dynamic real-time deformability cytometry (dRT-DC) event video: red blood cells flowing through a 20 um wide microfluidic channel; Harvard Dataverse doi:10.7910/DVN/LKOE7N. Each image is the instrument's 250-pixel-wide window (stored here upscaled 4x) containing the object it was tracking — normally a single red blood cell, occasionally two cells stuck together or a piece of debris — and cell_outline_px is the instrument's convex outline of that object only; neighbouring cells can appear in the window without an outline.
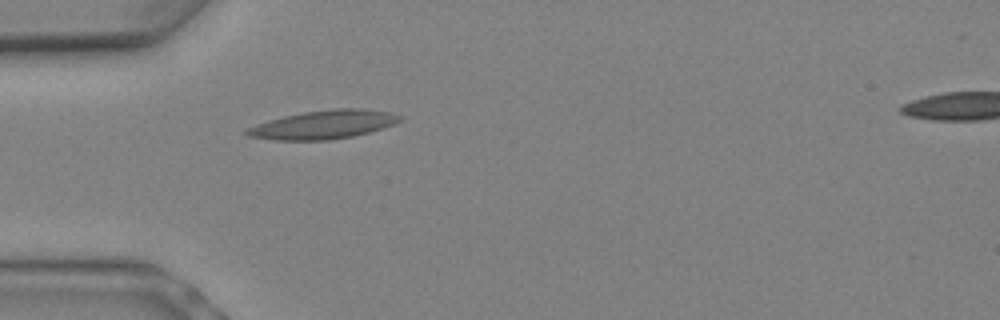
{"species": "Egyptian fruit bat (a non-hibernating species)", "species_latin": "Rousettus aegyptiacus", "temperature_condition": "warm", "stored_images_in_passage": 5, "camera_frame_rate_fps": 3000, "um_per_image_px": 0.085, "animal": {"sex": "female"}, "frame": {"image": 1, "passage_image": 5, "time_ms": 1.333, "image_size_px": [1000, 320], "cell_outline_px": [[404, 120], [396, 124], [384, 128], [352, 136], [328, 140], [272, 140], [248, 136], [244, 132], [244, 128], [268, 120], [284, 116], [304, 112], [336, 108], [360, 108], [388, 112], [404, 116]], "centroid_in_image_um": [27.51, 10.59], "position_along_channel_um": 57.5, "area_um2": 25.66}}